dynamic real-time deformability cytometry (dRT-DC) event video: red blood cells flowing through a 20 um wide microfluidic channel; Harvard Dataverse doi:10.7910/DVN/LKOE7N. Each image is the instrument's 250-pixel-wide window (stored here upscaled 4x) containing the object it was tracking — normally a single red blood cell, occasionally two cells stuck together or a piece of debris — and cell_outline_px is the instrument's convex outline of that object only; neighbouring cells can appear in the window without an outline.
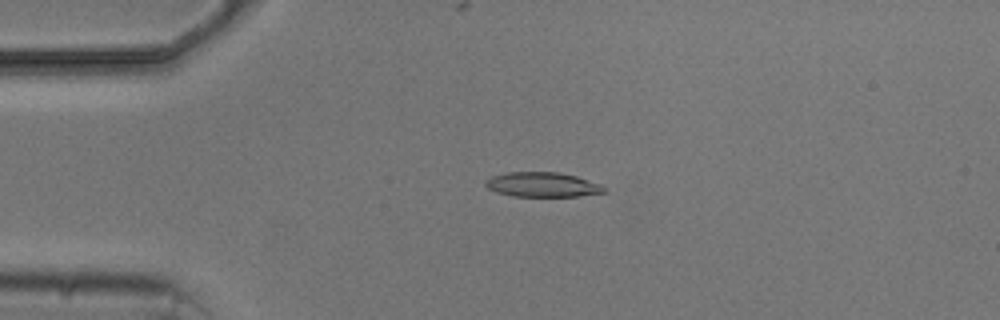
{"species": "common noctule bat (a hibernating species)", "species_latin": "Nyctalus noctula", "temperature_condition": "cold", "stored_images_in_passage": 2, "camera_frame_rate_fps": 3000, "um_per_image_px": 0.085, "animal": {"sex": "male", "body_mass_g": 20.5, "forearm_length_mm": 52.5}, "frame": {"image": 1, "passage_image": 2, "time_ms": 1.0, "image_size_px": [1000, 320], "cell_outline_px": [[608, 188], [604, 192], [580, 196], [512, 196], [496, 192], [488, 188], [484, 184], [484, 180], [492, 176], [508, 172], [560, 172], [576, 176], [600, 184]], "centroid_in_image_um": [46.09, 15.69], "position_along_channel_um": 38.9, "area_um2": 17.11}}